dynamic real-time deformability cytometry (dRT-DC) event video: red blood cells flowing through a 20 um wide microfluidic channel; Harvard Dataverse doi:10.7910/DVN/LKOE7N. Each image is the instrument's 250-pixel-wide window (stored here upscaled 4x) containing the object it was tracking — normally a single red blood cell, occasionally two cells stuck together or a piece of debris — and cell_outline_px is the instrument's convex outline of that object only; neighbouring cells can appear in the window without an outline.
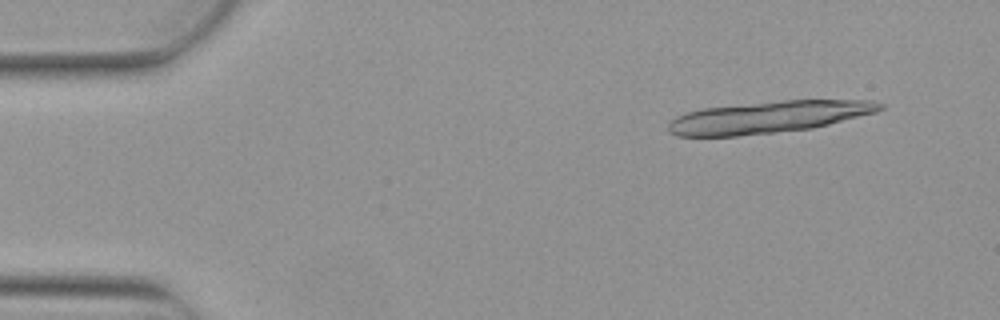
{"species": "Egyptian fruit bat (a non-hibernating species)", "species_latin": "Rousettus aegyptiacus", "temperature_condition": "warm", "stored_images_in_passage": 4, "camera_frame_rate_fps": 3000, "um_per_image_px": 0.085, "animal": {"sex": "female"}, "frame": {"image": 1, "passage_image": 2, "time_ms": 0.333, "image_size_px": [1000, 320], "cell_outline_px": [[884, 108], [876, 112], [812, 128], [736, 136], [676, 136], [668, 132], [668, 124], [676, 116], [688, 112], [704, 108], [784, 100], [872, 100], [884, 104]], "centroid_in_image_um": [65.32, 9.95], "position_along_channel_um": 19.7, "area_um2": 38.96}}